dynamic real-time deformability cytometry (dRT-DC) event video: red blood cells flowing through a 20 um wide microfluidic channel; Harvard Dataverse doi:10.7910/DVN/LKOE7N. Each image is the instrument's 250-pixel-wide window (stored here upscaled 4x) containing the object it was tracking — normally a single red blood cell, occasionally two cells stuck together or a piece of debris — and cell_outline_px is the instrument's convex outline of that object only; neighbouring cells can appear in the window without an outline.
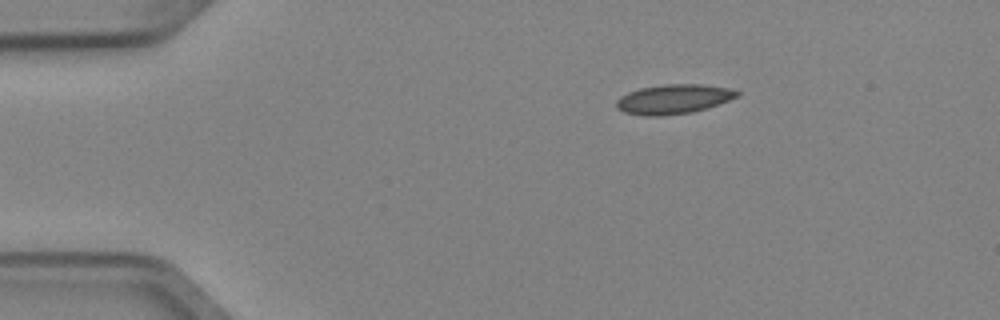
{"species": "Egyptian fruit bat (a non-hibernating species)", "species_latin": "Rousettus aegyptiacus", "temperature_condition": "cold", "stored_images_in_passage": 2, "camera_frame_rate_fps": 3000, "um_per_image_px": 0.085, "animal": {"sex": "female"}, "frame": {"image": 1, "passage_image": 1, "time_ms": 0.0, "image_size_px": [1000, 320], "cell_outline_px": [[740, 96], [692, 112], [660, 116], [644, 116], [624, 112], [616, 108], [616, 100], [620, 96], [628, 92], [640, 88], [664, 84], [700, 84], [728, 88], [740, 92]], "centroid_in_image_um": [57.2, 8.42], "position_along_channel_um": 27.8, "area_um2": 20.63}}